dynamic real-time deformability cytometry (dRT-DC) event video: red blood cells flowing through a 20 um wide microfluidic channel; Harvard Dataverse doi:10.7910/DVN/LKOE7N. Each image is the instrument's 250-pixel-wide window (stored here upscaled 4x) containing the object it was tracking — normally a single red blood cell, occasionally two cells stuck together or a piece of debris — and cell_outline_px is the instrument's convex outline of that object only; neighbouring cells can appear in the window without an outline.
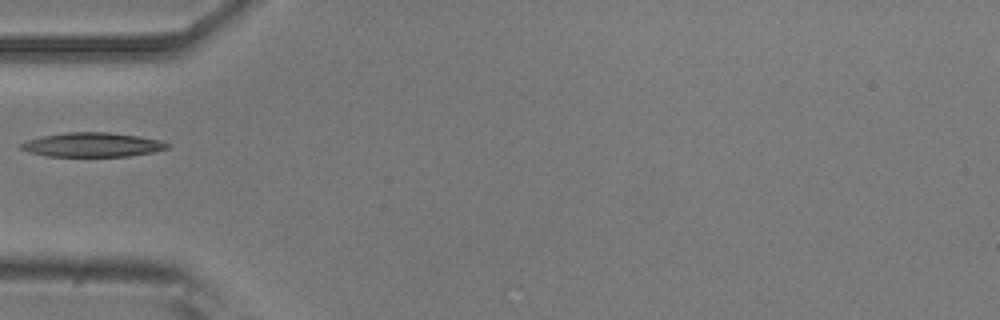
{"species": "common noctule bat (a hibernating species)", "species_latin": "Nyctalus noctula", "temperature_condition": "room temperature", "stored_images_in_passage": 35, "camera_frame_rate_fps": 3000, "um_per_image_px": 0.085, "animal": {"sex": "male", "body_mass_g": 20.5, "forearm_length_mm": 52.5}, "frame": {"image": 1, "passage_image": 1, "time_ms": 0.0, "image_size_px": [1000, 320], "cell_outline_px": [[172, 144], [168, 148], [152, 152], [128, 156], [48, 156], [28, 152], [20, 148], [20, 144], [28, 140], [40, 136], [64, 132], [108, 132], [140, 136], [160, 140]], "centroid_in_image_um": [7.86, 12.29], "position_along_channel_um": 77.1, "area_um2": 20.75}}
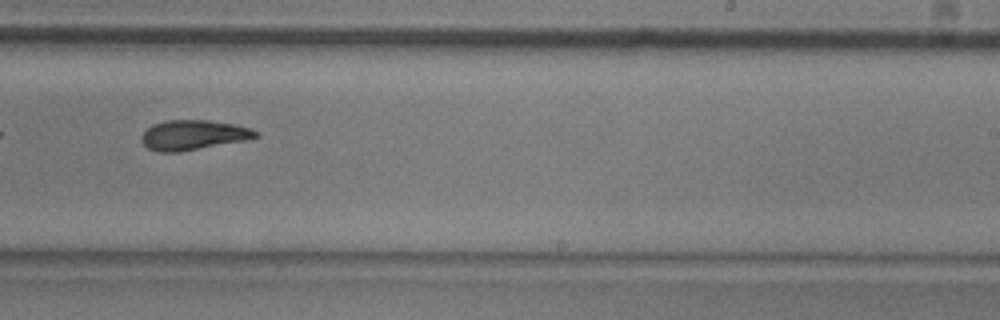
{"frame": {"image": 2, "passage_image": 16, "time_ms": 5.0, "image_size_px": [1000, 320], "cell_outline_px": [[260, 136], [248, 140], [180, 152], [160, 152], [148, 148], [140, 140], [140, 136], [152, 124], [168, 120], [208, 120], [232, 124], [248, 128], [256, 132]], "centroid_in_image_um": [16.41, 11.48], "position_along_channel_um": 272.6, "area_um2": 19.83}}
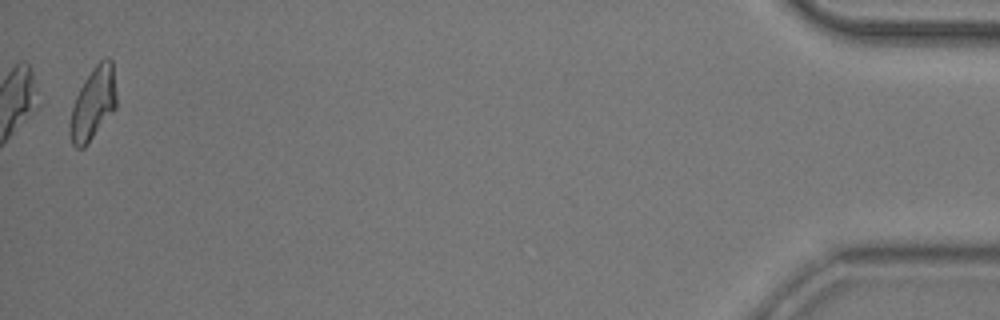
{"frame": {"image": 3, "passage_image": 35, "time_ms": 11.333, "image_size_px": [1000, 320], "cell_outline_px": [[116, 108], [84, 148], [76, 148], [72, 144], [68, 132], [68, 124], [72, 108], [76, 96], [84, 80], [92, 68], [100, 60], [112, 60], [116, 96]], "centroid_in_image_um": [7.89, 8.85], "position_along_channel_um": 427.3, "area_um2": 19.54}}